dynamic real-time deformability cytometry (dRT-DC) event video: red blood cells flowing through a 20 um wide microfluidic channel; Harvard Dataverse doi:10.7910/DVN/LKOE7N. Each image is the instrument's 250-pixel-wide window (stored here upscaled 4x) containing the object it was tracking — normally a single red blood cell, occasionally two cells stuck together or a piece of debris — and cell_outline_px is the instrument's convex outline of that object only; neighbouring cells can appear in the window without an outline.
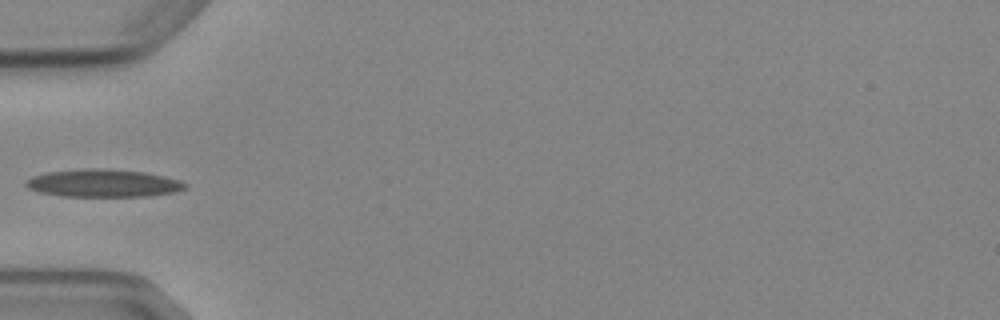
{"species": "Egyptian fruit bat (a non-hibernating species)", "species_latin": "Rousettus aegyptiacus", "temperature_condition": "cold", "stored_images_in_passage": 5, "camera_frame_rate_fps": 3000, "um_per_image_px": 0.085, "animal": {"sex": "female"}, "frame": {"image": 1, "passage_image": 4, "time_ms": 3.667, "image_size_px": [1000, 320], "cell_outline_px": [[188, 188], [176, 192], [148, 196], [60, 196], [40, 192], [28, 188], [24, 184], [24, 180], [32, 176], [44, 172], [84, 168], [104, 168], [148, 172], [180, 180], [188, 184]], "centroid_in_image_um": [8.78, 15.56], "position_along_channel_um": 76.2, "area_um2": 26.18}}
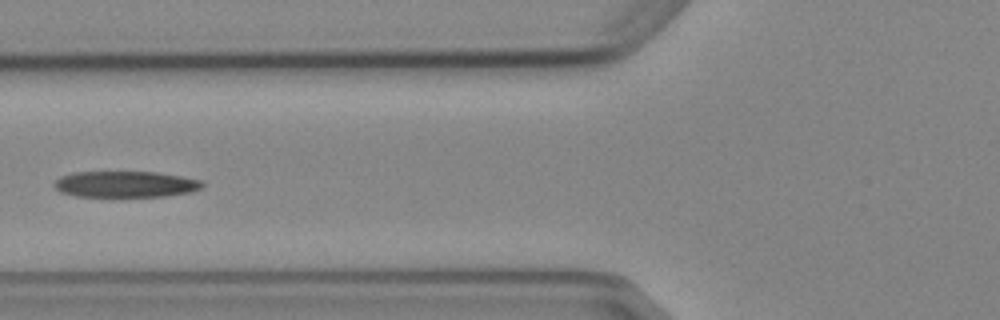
{"frame": {"image": 2, "passage_image": 5, "time_ms": 4.667, "image_size_px": [1000, 320], "cell_outline_px": [[204, 184], [200, 188], [192, 192], [164, 196], [76, 196], [60, 192], [52, 184], [60, 176], [72, 172], [156, 172], [204, 180]], "centroid_in_image_um": [10.66, 15.65], "position_along_channel_um": 115.1, "area_um2": 22.6}}